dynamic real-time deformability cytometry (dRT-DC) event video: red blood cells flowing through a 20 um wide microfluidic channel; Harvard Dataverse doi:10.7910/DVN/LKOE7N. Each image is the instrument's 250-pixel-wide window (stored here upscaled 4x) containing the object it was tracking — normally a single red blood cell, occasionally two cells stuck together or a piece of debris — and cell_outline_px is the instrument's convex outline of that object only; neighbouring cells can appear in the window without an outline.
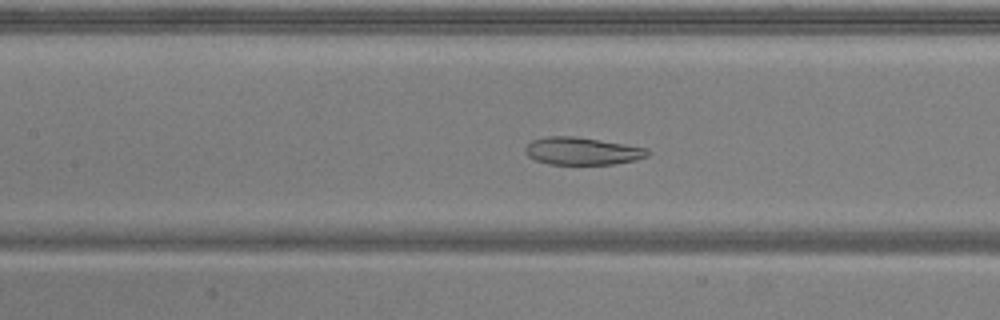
{"species": "common noctule bat (a hibernating species)", "species_latin": "Nyctalus noctula", "temperature_condition": "warm", "stored_images_in_passage": 52, "camera_frame_rate_fps": 3000, "um_per_image_px": 0.085, "animal": {"sex": "male", "body_mass_g": 20.5, "forearm_length_mm": 52.5}, "frame": {"image": 1, "passage_image": 23, "time_ms": 7.333, "image_size_px": [1000, 320], "cell_outline_px": [[652, 152], [648, 156], [636, 160], [612, 164], [548, 164], [536, 160], [528, 156], [524, 152], [524, 148], [532, 140], [548, 136], [576, 136], [648, 148]], "centroid_in_image_um": [49.5, 12.84], "position_along_channel_um": 157.9, "area_um2": 19.71}}
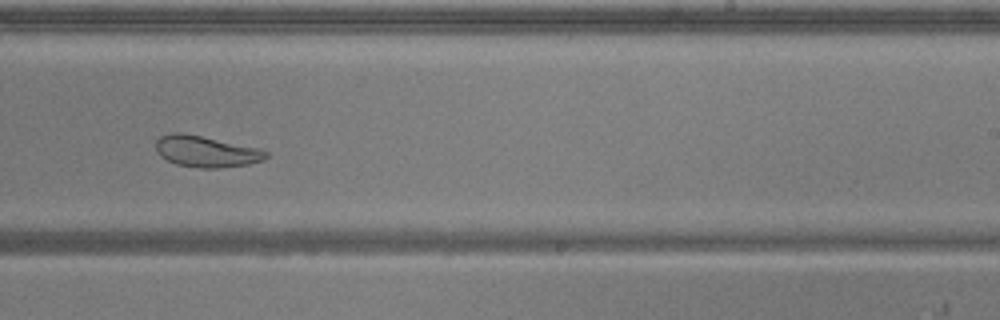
{"frame": {"image": 2, "passage_image": 32, "time_ms": 10.333, "image_size_px": [1000, 320], "cell_outline_px": [[268, 156], [264, 160], [248, 164], [220, 168], [200, 168], [176, 164], [160, 156], [156, 152], [156, 140], [160, 136], [172, 132], [180, 132], [260, 148], [268, 152]], "centroid_in_image_um": [17.51, 12.88], "position_along_channel_um": 271.5, "area_um2": 20.06}}
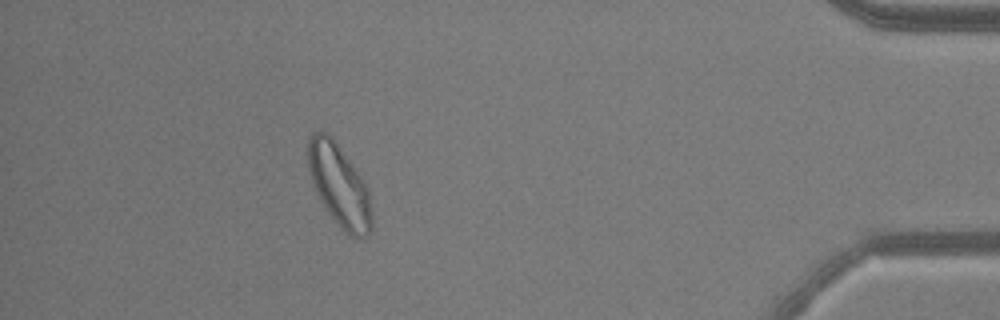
{"frame": {"image": 3, "passage_image": 47, "time_ms": 15.333, "image_size_px": [1000, 320], "cell_outline_px": [[372, 228], [368, 236], [348, 236], [340, 228], [328, 212], [320, 200], [316, 192], [308, 168], [308, 136], [312, 132], [324, 132], [332, 136], [360, 176], [368, 188], [372, 212]], "centroid_in_image_um": [28.84, 15.77], "position_along_channel_um": 406.4, "area_um2": 30.35}, "authors_computed_cell_mechanics": {"area_um2": 27.5995, "velocity_mm_per_s": 3.7938, "shape_relaxation_time_tau1_ms": 10.1876, "shape_relaxation_time_tau2_ms": 2.4978, "deformation_change_tau1": 0.2115, "deformation_change_tau2": 0.0671}}